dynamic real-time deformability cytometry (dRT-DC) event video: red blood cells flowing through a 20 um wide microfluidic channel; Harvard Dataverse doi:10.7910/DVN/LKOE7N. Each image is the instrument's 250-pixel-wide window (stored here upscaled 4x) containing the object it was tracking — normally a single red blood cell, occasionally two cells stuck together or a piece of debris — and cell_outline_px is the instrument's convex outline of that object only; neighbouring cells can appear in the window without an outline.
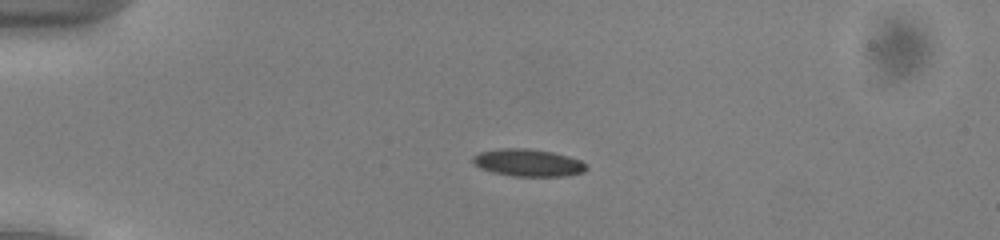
{"species": "common noctule bat (a hibernating species)", "species_latin": "Nyctalus noctula", "temperature_condition": "cold", "stored_images_in_passage": 42, "camera_frame_rate_fps": 3000, "um_per_image_px": 0.085, "animal": {"sex": "male", "body_mass_g": 13.0, "forearm_length_mm": 53.1}, "frame": {"image": 1, "passage_image": 2, "time_ms": 0.333, "image_size_px": [1000, 240], "cell_outline_px": [[588, 168], [584, 172], [564, 176], [512, 176], [492, 172], [480, 168], [472, 160], [472, 156], [480, 152], [500, 148], [528, 148], [552, 152], [568, 156], [580, 160], [588, 164]], "centroid_in_image_um": [44.91, 13.83], "position_along_channel_um": 40.1, "area_um2": 18.15}}
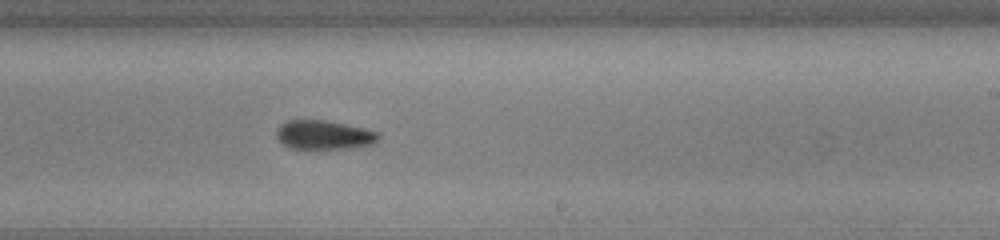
{"frame": {"image": 2, "passage_image": 22, "time_ms": 7.0, "image_size_px": [1000, 240], "cell_outline_px": [[380, 136], [372, 144], [356, 148], [288, 148], [276, 136], [276, 128], [280, 124], [288, 120], [324, 120], [364, 128], [380, 132]], "centroid_in_image_um": [27.53, 11.46], "position_along_channel_um": 261.5, "area_um2": 17.22}}
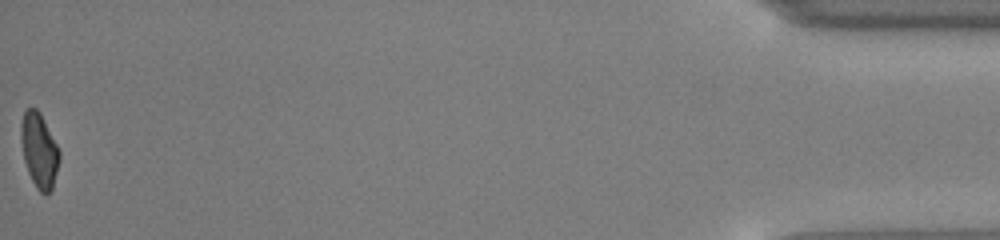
{"frame": {"image": 3, "passage_image": 42, "time_ms": 13.667, "image_size_px": [1000, 240], "cell_outline_px": [[60, 160], [52, 188], [44, 196], [36, 188], [28, 172], [24, 160], [20, 140], [20, 124], [24, 108], [36, 108], [40, 112], [60, 152]], "centroid_in_image_um": [3.3, 12.76], "position_along_channel_um": 431.9, "area_um2": 16.82}, "authors_computed_cell_mechanics": {"area_um2": 17.5423, "velocity_mm_per_s": 3.9356, "shape_relaxation_time_tau1_ms": 3.7045, "shape_relaxation_time_tau2_ms": 11.1201, "deformation_change_tau1": 0.1172, "deformation_change_tau2": 0.1912}}